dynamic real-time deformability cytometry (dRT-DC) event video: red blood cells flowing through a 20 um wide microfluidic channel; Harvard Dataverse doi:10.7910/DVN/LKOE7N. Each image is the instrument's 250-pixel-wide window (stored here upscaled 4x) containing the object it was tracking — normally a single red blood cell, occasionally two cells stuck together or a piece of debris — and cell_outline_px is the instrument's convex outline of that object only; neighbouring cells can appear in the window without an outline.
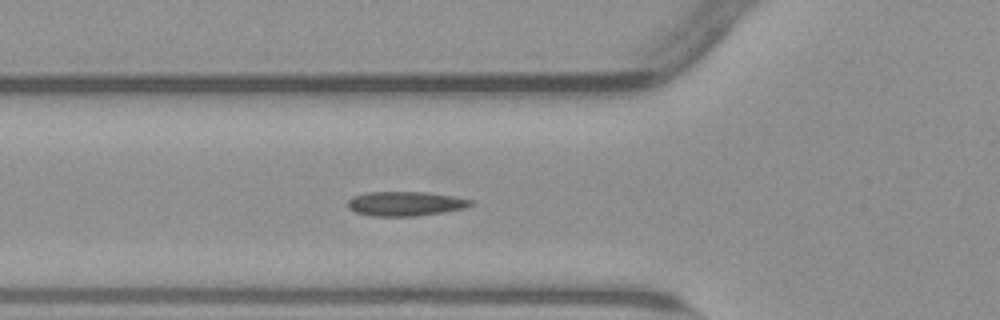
{"species": "common noctule bat (a hibernating species)", "species_latin": "Nyctalus noctula", "temperature_condition": "warm", "stored_images_in_passage": 38, "segment_of_instrument_passage": [1, 2], "camera_frame_rate_fps": 3000, "um_per_image_px": 0.085, "animal": {"sex": "male", "body_mass_g": 23.1, "forearm_length_mm": 52.7}, "frame": {"image": 1, "passage_image": 2, "time_ms": 0.333, "image_size_px": [1000, 320], "cell_outline_px": [[472, 204], [464, 208], [444, 212], [416, 216], [372, 216], [356, 212], [348, 208], [348, 200], [352, 196], [368, 192], [428, 192], [452, 196], [472, 200]], "centroid_in_image_um": [34.43, 17.31], "position_along_channel_um": 91.4, "area_um2": 17.46}}
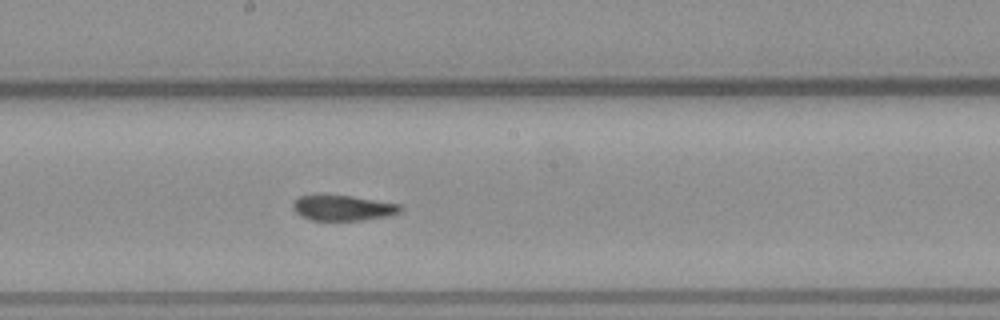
{"frame": {"image": 2, "passage_image": 12, "time_ms": 3.667, "image_size_px": [1000, 320], "cell_outline_px": [[404, 208], [400, 212], [388, 216], [364, 220], [312, 220], [300, 216], [292, 208], [292, 204], [300, 196], [352, 196], [400, 204]], "centroid_in_image_um": [29.19, 17.69], "position_along_channel_um": 219.0, "area_um2": 15.72}}
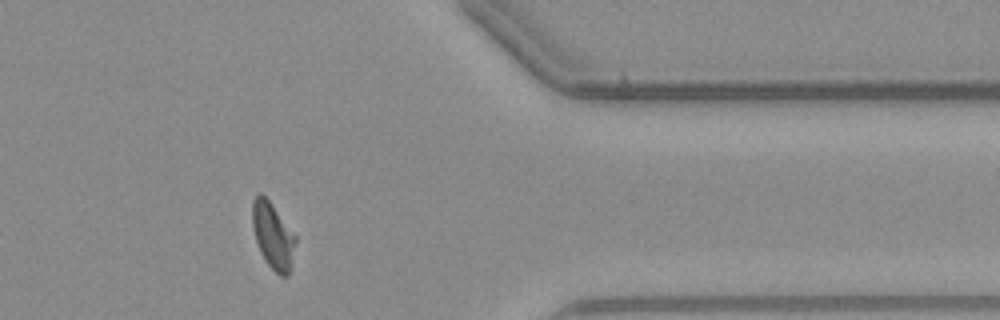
{"frame": {"image": 3, "passage_image": 27, "time_ms": 8.667, "image_size_px": [1000, 320], "cell_outline_px": [[296, 240], [288, 276], [280, 276], [268, 264], [260, 252], [252, 228], [252, 200], [260, 192], [268, 200], [296, 236]], "centroid_in_image_um": [23.17, 20.03], "position_along_channel_um": 388.2, "area_um2": 16.3}}